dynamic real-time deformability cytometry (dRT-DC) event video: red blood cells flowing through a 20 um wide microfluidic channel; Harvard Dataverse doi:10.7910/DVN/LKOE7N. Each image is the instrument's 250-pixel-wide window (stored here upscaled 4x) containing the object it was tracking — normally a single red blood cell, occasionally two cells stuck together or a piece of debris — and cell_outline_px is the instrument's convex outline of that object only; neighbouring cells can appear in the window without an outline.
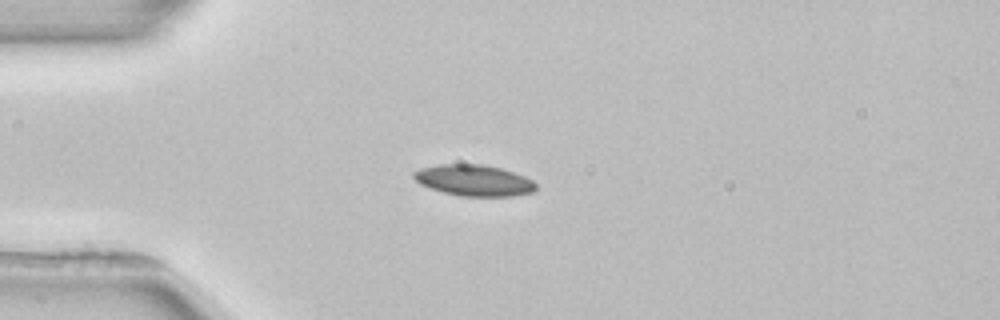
{"species": "common noctule bat (a hibernating species)", "species_latin": "Nyctalus noctula", "temperature_condition": "room temperature", "stored_images_in_passage": 1, "camera_frame_rate_fps": 3000, "um_per_image_px": 0.085, "animal": {"sex": "female", "body_mass_g": 22.7, "forearm_length_mm": 54.2}, "frame": {"image": 1, "passage_image": 1, "time_ms": 0.0, "image_size_px": [1000, 320], "cell_outline_px": [[536, 188], [532, 192], [512, 196], [460, 196], [428, 188], [420, 184], [412, 176], [412, 172], [420, 168], [440, 164], [480, 164], [500, 168], [524, 176], [532, 180], [536, 184]], "centroid_in_image_um": [40.24, 15.33], "position_along_channel_um": 44.8, "area_um2": 22.14}}